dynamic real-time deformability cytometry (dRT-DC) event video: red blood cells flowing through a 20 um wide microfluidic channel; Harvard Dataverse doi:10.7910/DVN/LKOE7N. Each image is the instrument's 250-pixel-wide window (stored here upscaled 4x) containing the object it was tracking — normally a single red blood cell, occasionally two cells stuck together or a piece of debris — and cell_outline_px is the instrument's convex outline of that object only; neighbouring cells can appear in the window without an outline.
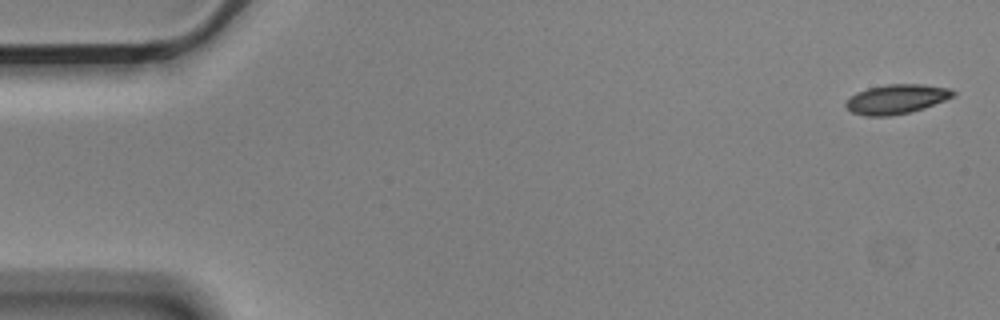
{"species": "Egyptian fruit bat (a non-hibernating species)", "species_latin": "Rousettus aegyptiacus", "temperature_condition": "cold", "stored_images_in_passage": 6, "segment_of_instrument_passage": [1, 2], "camera_frame_rate_fps": 3000, "um_per_image_px": 0.085, "animal": {"sex": "male"}, "frame": {"image": 1, "passage_image": 1, "time_ms": 0.0, "image_size_px": [1000, 320], "cell_outline_px": [[956, 96], [924, 108], [912, 112], [888, 116], [864, 116], [852, 112], [844, 104], [856, 92], [868, 88], [888, 84], [920, 84], [948, 88], [956, 92]], "centroid_in_image_um": [76.22, 8.43], "position_along_channel_um": 8.8, "area_um2": 18.38}}
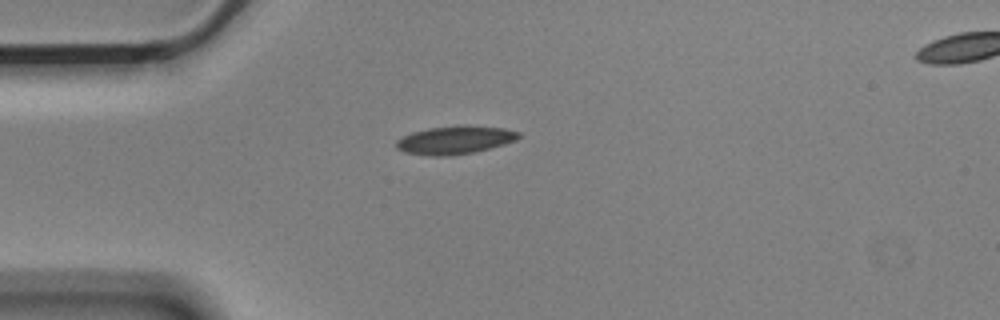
{"frame": {"image": 2, "passage_image": 5, "time_ms": 1.333, "image_size_px": [1000, 320], "cell_outline_px": [[520, 136], [516, 140], [504, 144], [472, 152], [448, 156], [432, 156], [404, 152], [396, 148], [396, 140], [412, 132], [428, 128], [460, 124], [468, 124], [504, 128], [520, 132]], "centroid_in_image_um": [38.67, 11.88], "position_along_channel_um": 46.3, "area_um2": 20.23}}